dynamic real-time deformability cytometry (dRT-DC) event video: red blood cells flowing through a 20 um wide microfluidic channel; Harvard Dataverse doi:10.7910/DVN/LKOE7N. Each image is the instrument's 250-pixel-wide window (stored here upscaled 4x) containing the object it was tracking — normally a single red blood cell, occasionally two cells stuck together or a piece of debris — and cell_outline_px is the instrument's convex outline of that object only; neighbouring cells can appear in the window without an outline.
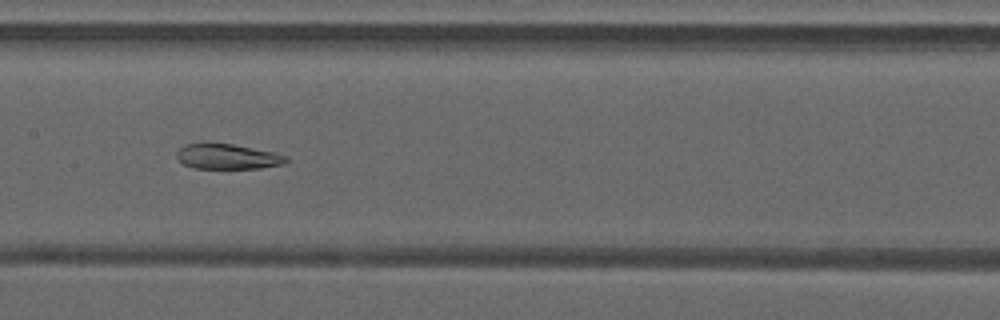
{"species": "common noctule bat (a hibernating species)", "species_latin": "Nyctalus noctula", "temperature_condition": "warm", "stored_images_in_passage": 49, "segment_of_instrument_passage": [2, 2], "camera_frame_rate_fps": 3000, "um_per_image_px": 0.085, "animal": {"sex": "male", "forearm_length_mm": 52.5}, "frame": {"image": 1, "passage_image": 25, "time_ms": 8.0, "image_size_px": [1000, 320], "cell_outline_px": [[288, 160], [284, 164], [260, 168], [192, 168], [184, 164], [176, 156], [176, 152], [184, 144], [232, 144], [276, 152], [288, 156]], "centroid_in_image_um": [19.38, 13.31], "position_along_channel_um": 188.0, "area_um2": 15.95}}
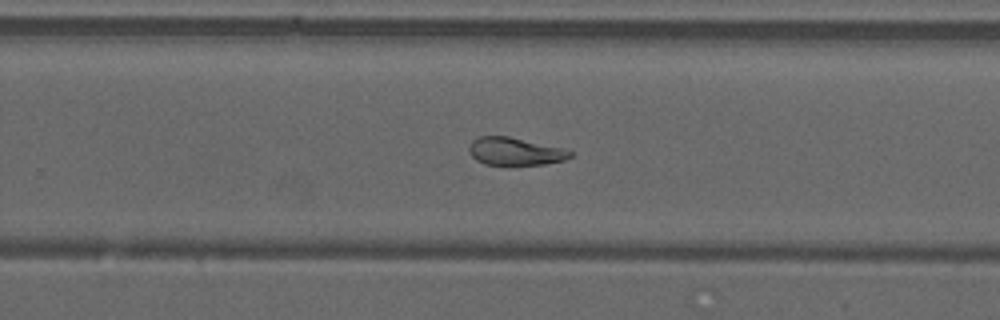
{"frame": {"image": 2, "passage_image": 32, "time_ms": 10.333, "image_size_px": [1000, 320], "cell_outline_px": [[572, 156], [564, 160], [544, 164], [508, 168], [484, 164], [476, 160], [468, 152], [468, 148], [472, 140], [480, 136], [508, 136], [564, 148], [572, 152]], "centroid_in_image_um": [43.75, 12.92], "position_along_channel_um": 286.1, "area_um2": 17.11}}
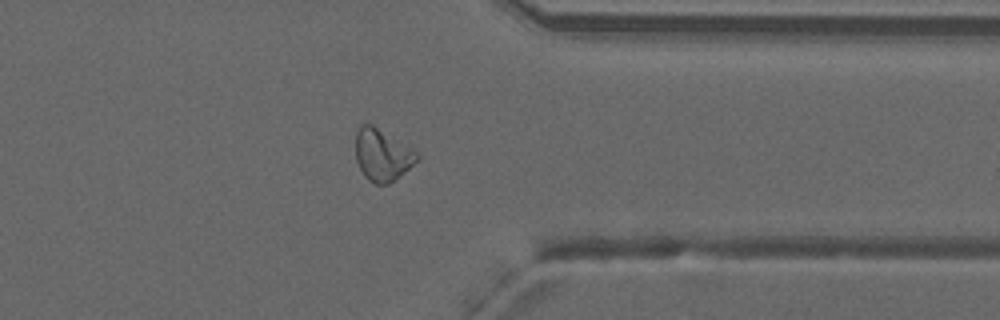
{"frame": {"image": 3, "passage_image": 39, "time_ms": 12.667, "image_size_px": [1000, 320], "cell_outline_px": [[420, 156], [408, 168], [388, 184], [376, 184], [368, 180], [364, 176], [356, 160], [356, 132], [364, 124], [372, 124], [412, 148]], "centroid_in_image_um": [32.47, 13.17], "position_along_channel_um": 378.9, "area_um2": 18.15}}